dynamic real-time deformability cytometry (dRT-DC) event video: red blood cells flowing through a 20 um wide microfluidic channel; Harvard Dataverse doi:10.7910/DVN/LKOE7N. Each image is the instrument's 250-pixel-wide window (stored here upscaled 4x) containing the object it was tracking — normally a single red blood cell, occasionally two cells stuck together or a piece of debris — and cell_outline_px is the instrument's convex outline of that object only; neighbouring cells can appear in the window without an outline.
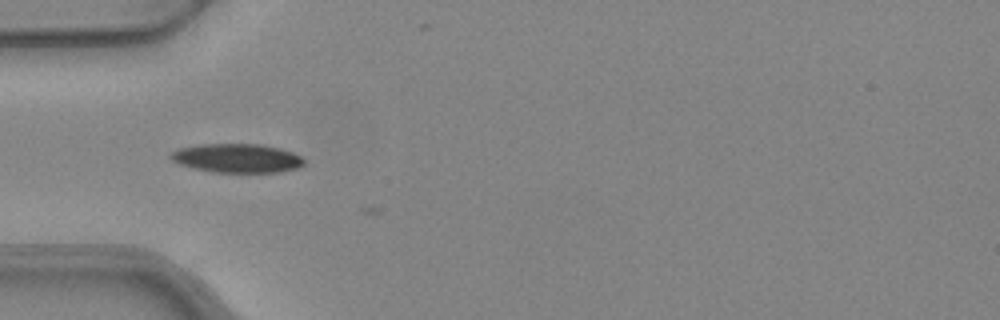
{"species": "common noctule bat (a hibernating species)", "species_latin": "Nyctalus noctula", "temperature_condition": "warm", "stored_images_in_passage": 6, "camera_frame_rate_fps": 3000, "um_per_image_px": 0.085, "animal": {"sex": "female", "body_mass_g": 24.6, "forearm_length_mm": 56.2}, "frame": {"image": 1, "passage_image": 4, "time_ms": 1.0, "image_size_px": [1000, 320], "cell_outline_px": [[304, 164], [296, 168], [280, 172], [212, 172], [192, 168], [180, 164], [172, 160], [168, 156], [172, 152], [180, 148], [200, 144], [260, 144], [280, 148], [292, 152], [300, 156], [304, 160]], "centroid_in_image_um": [20.13, 13.44], "position_along_channel_um": 64.9, "area_um2": 22.43}}